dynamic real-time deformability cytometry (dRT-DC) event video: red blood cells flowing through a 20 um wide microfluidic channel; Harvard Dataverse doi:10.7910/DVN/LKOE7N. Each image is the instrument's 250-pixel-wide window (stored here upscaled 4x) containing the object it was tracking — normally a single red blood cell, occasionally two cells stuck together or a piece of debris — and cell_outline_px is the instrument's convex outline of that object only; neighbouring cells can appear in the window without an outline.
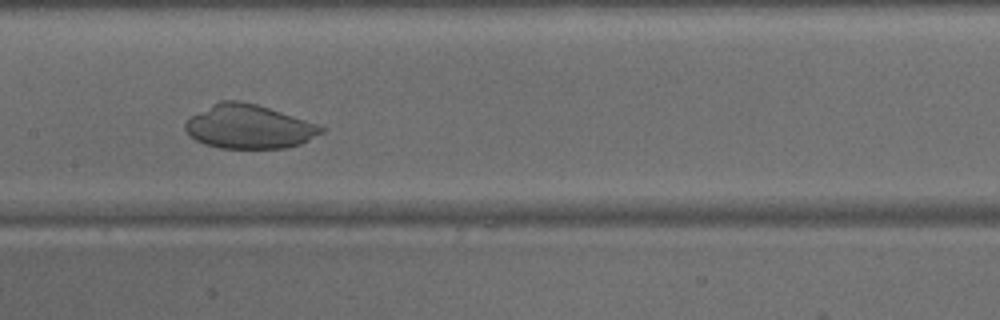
{"species": "common noctule bat (a hibernating species)", "species_latin": "Nyctalus noctula", "temperature_condition": "warm", "stored_images_in_passage": 44, "camera_frame_rate_fps": 3000, "um_per_image_px": 0.085, "animal": {"sex": "male", "body_mass_g": 15.6}, "frame": {"image": 1, "passage_image": 24, "time_ms": 7.667, "image_size_px": [1000, 320], "cell_outline_px": [[328, 128], [324, 132], [300, 144], [288, 148], [220, 148], [204, 144], [188, 136], [184, 128], [184, 124], [192, 116], [212, 104], [220, 100], [240, 100], [256, 104], [320, 124]], "centroid_in_image_um": [21.18, 10.77], "position_along_channel_um": 186.2, "area_um2": 34.97}}
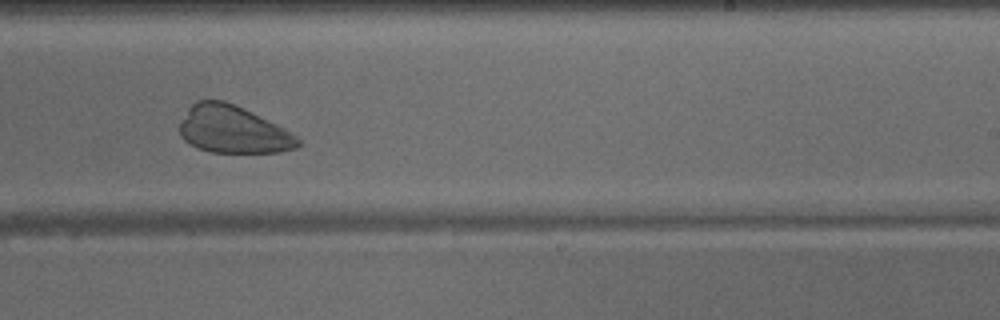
{"frame": {"image": 2, "passage_image": 30, "time_ms": 9.667, "image_size_px": [1000, 320], "cell_outline_px": [[304, 144], [296, 148], [280, 152], [212, 152], [196, 148], [184, 140], [180, 136], [180, 120], [188, 108], [196, 100], [224, 100], [296, 136]], "centroid_in_image_um": [19.73, 11.04], "position_along_channel_um": 269.3, "area_um2": 31.96}}
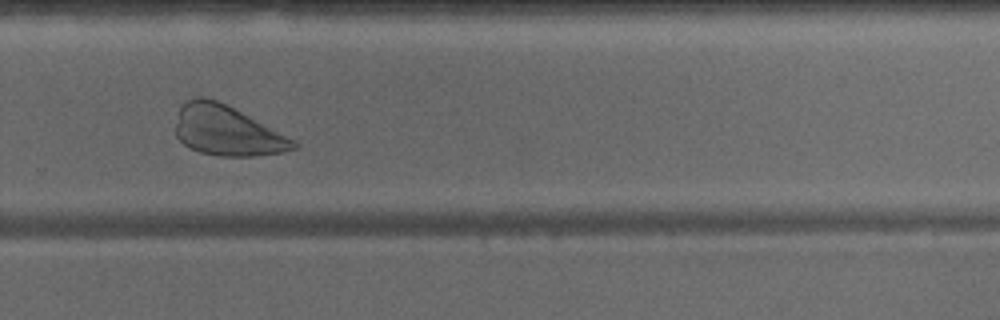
{"frame": {"image": 3, "passage_image": 33, "time_ms": 10.667, "image_size_px": [1000, 320], "cell_outline_px": [[300, 144], [296, 148], [280, 152], [256, 156], [220, 156], [200, 152], [184, 144], [176, 136], [176, 124], [180, 108], [188, 100], [196, 96], [200, 96], [216, 100], [296, 140]], "centroid_in_image_um": [19.3, 11.13], "position_along_channel_um": 310.5, "area_um2": 33.7}}